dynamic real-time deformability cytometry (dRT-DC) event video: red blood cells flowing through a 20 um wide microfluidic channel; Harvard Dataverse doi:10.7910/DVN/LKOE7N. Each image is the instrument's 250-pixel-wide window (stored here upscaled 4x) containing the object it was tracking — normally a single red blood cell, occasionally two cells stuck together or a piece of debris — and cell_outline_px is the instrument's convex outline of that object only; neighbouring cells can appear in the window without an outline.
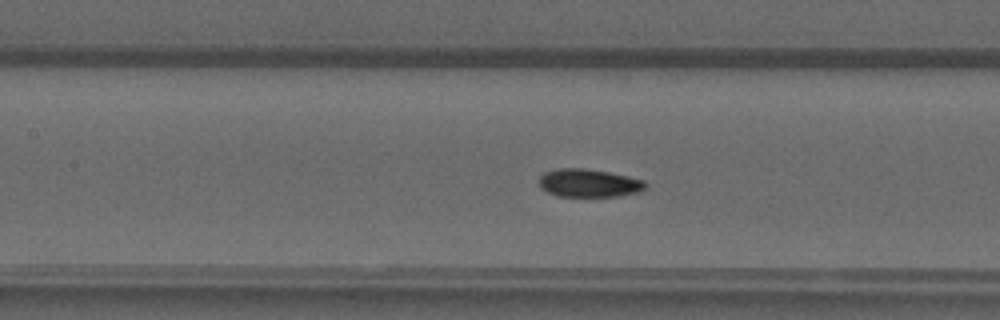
{"species": "common noctule bat (a hibernating species)", "species_latin": "Nyctalus noctula", "temperature_condition": "warm", "stored_images_in_passage": 47, "camera_frame_rate_fps": 3000, "um_per_image_px": 0.085, "animal": {"sex": "male", "forearm_length_mm": 52.5}, "frame": {"image": 1, "passage_image": 21, "time_ms": 6.667, "image_size_px": [1000, 320], "cell_outline_px": [[648, 184], [640, 192], [620, 196], [560, 196], [548, 192], [540, 188], [536, 180], [544, 172], [560, 168], [584, 168], [608, 172], [628, 176], [644, 180]], "centroid_in_image_um": [50.03, 15.56], "position_along_channel_um": 157.4, "area_um2": 17.57}}
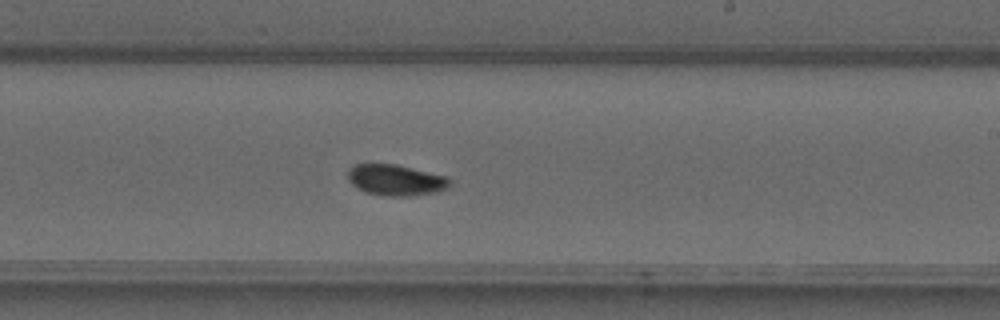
{"frame": {"image": 2, "passage_image": 28, "time_ms": 9.0, "image_size_px": [1000, 320], "cell_outline_px": [[452, 180], [448, 188], [440, 192], [408, 196], [384, 196], [364, 192], [352, 184], [348, 180], [348, 168], [356, 164], [396, 164], [444, 176]], "centroid_in_image_um": [33.64, 15.32], "position_along_channel_um": 255.4, "area_um2": 18.5}}
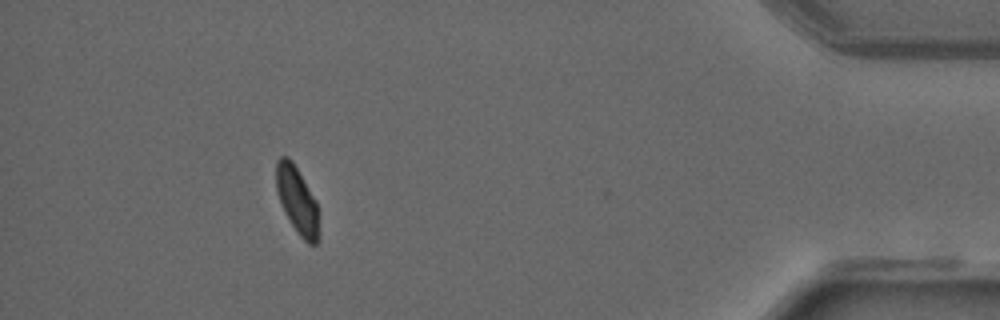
{"frame": {"image": 3, "passage_image": 43, "time_ms": 14.0, "image_size_px": [1000, 320], "cell_outline_px": [[320, 236], [316, 244], [308, 244], [300, 236], [284, 212], [276, 188], [276, 160], [280, 156], [288, 156], [292, 160], [316, 200]], "centroid_in_image_um": [25.27, 17.02], "position_along_channel_um": 409.9, "area_um2": 16.7}}